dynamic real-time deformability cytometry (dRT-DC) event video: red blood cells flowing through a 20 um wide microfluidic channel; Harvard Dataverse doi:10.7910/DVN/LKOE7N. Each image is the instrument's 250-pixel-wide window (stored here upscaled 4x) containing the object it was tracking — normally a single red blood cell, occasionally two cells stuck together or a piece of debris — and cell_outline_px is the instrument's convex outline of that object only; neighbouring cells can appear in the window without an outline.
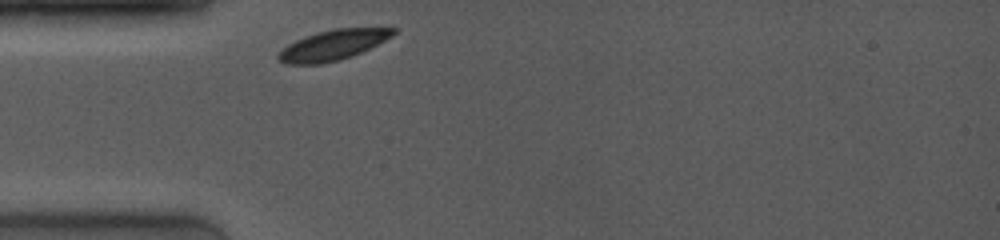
{"species": "common noctule bat (a hibernating species)", "species_latin": "Nyctalus noctula", "temperature_condition": "room temperature", "stored_images_in_passage": 25, "camera_frame_rate_fps": 4000, "um_per_image_px": 0.085, "animal": {"sex": "female", "body_mass_g": 19.0, "forearm_length_mm": 53.3}, "frame": {"image": 1, "passage_image": 1, "time_ms": 0.0, "image_size_px": [1000, 240], "cell_outline_px": [[396, 32], [392, 36], [352, 56], [320, 64], [284, 64], [276, 56], [288, 44], [304, 36], [316, 32], [332, 28], [396, 28]], "centroid_in_image_um": [28.26, 3.82], "position_along_channel_um": 56.7, "area_um2": 19.94}}
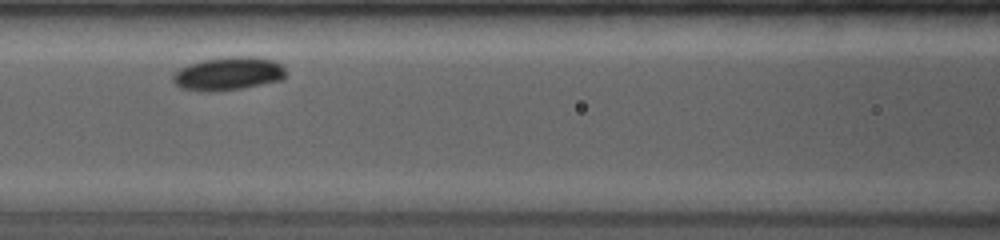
{"frame": {"image": 2, "passage_image": 8, "time_ms": 2.5, "image_size_px": [1000, 240], "cell_outline_px": [[284, 80], [244, 88], [212, 92], [200, 92], [180, 88], [172, 80], [172, 76], [180, 68], [188, 64], [204, 60], [228, 56], [252, 56], [272, 60], [280, 64], [284, 68]], "centroid_in_image_um": [19.39, 6.27], "position_along_channel_um": 147.2, "area_um2": 22.14}}
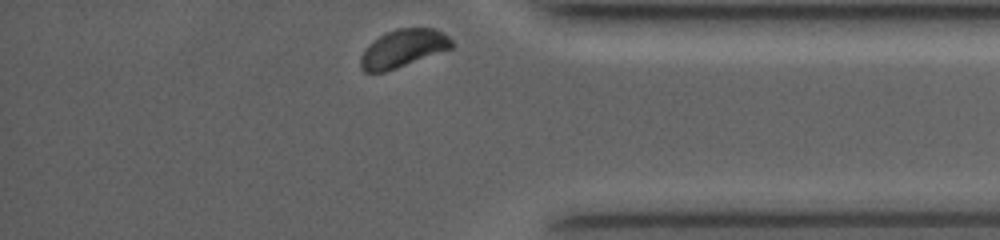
{"frame": {"image": 3, "passage_image": 25, "time_ms": 9.25, "image_size_px": [1000, 240], "cell_outline_px": [[456, 44], [452, 48], [396, 68], [384, 72], [364, 72], [360, 68], [360, 56], [364, 48], [368, 44], [380, 36], [396, 28], [436, 28], [444, 32]], "centroid_in_image_um": [34.27, 4.11], "position_along_channel_um": 400.9, "area_um2": 20.17}, "authors_computed_cell_mechanics": {"area_um2": 21.1548, "velocity_mm_per_s": 3.815, "shape_relaxation_time_tau1_ms": 2.4699, "shape_relaxation_time_tau2_ms": null, "deformation_change_tau1": 0.0881, "deformation_change_tau2": null}}